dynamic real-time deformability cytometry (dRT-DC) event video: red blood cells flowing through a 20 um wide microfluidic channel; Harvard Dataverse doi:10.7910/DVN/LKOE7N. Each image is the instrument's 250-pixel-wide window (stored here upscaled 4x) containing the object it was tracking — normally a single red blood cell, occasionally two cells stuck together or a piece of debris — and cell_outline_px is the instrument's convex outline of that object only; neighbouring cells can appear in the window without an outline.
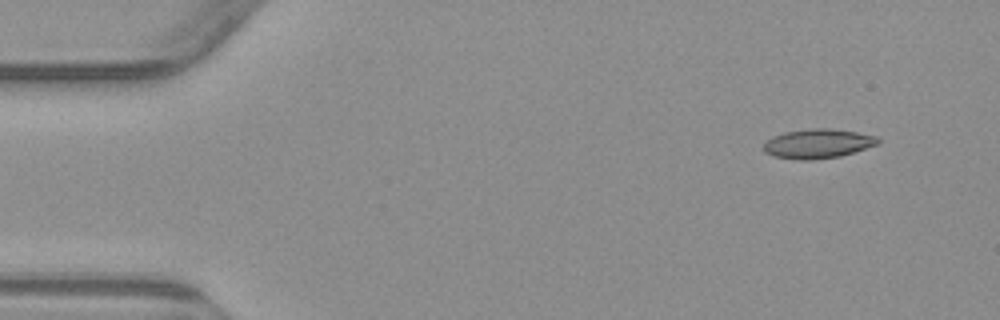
{"species": "common noctule bat (a hibernating species)", "species_latin": "Nyctalus noctula", "temperature_condition": "warm", "stored_images_in_passage": 5, "camera_frame_rate_fps": 3000, "um_per_image_px": 0.085, "animal": {"sex": "male", "body_mass_g": 23.1, "forearm_length_mm": 52.7}, "frame": {"image": 1, "passage_image": 2, "time_ms": 1.0, "image_size_px": [1000, 320], "cell_outline_px": [[880, 140], [876, 144], [840, 156], [812, 160], [800, 160], [772, 156], [764, 152], [764, 140], [772, 136], [784, 132], [812, 128], [832, 128], [856, 132], [876, 136]], "centroid_in_image_um": [69.44, 12.2], "position_along_channel_um": 15.6, "area_um2": 19.54}}
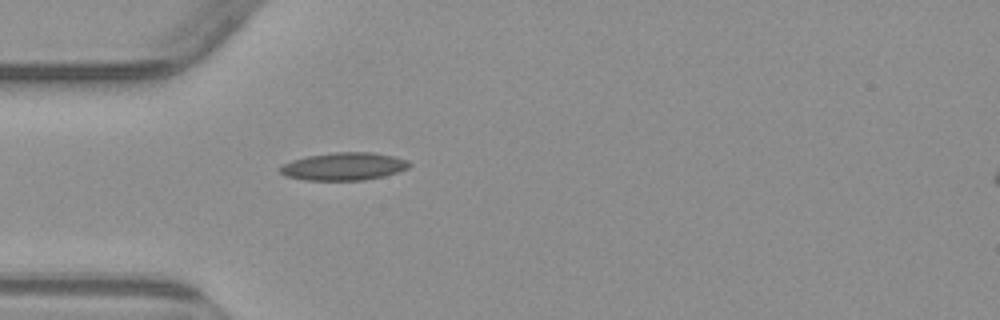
{"frame": {"image": 2, "passage_image": 5, "time_ms": 4.667, "image_size_px": [1000, 320], "cell_outline_px": [[412, 164], [408, 168], [384, 176], [364, 180], [304, 180], [284, 176], [280, 172], [280, 168], [284, 164], [292, 160], [308, 156], [336, 152], [372, 152], [392, 156], [408, 160]], "centroid_in_image_um": [29.23, 14.15], "position_along_channel_um": 55.8, "area_um2": 20.81}}